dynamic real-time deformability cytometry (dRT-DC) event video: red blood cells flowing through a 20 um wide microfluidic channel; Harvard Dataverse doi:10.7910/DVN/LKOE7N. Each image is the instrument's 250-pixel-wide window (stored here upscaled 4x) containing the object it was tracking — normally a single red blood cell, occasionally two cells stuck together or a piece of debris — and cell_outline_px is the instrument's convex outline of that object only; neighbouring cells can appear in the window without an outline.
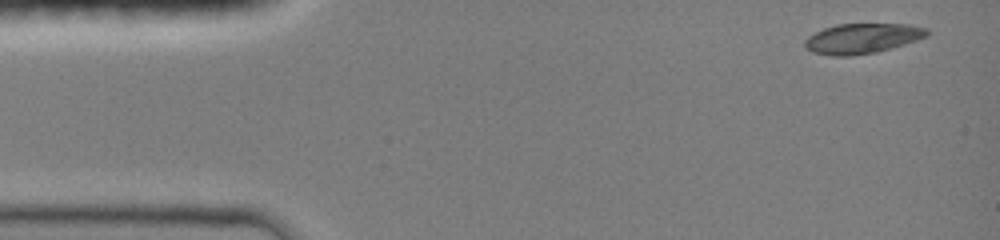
{"species": "common noctule bat (a hibernating species)", "species_latin": "Nyctalus noctula", "temperature_condition": "room temperature", "stored_images_in_passage": 10, "camera_frame_rate_fps": 3000, "um_per_image_px": 0.085, "animal": {"sex": "female", "body_mass_g": 19.0, "forearm_length_mm": 51.5}, "frame": {"image": 1, "passage_image": 1, "time_ms": 0.0, "image_size_px": [1000, 240], "cell_outline_px": [[928, 36], [904, 44], [876, 52], [852, 56], [832, 56], [812, 52], [804, 48], [804, 40], [808, 36], [824, 28], [836, 24], [908, 24], [928, 28]], "centroid_in_image_um": [73.26, 3.27], "position_along_channel_um": 11.7, "area_um2": 21.5}}
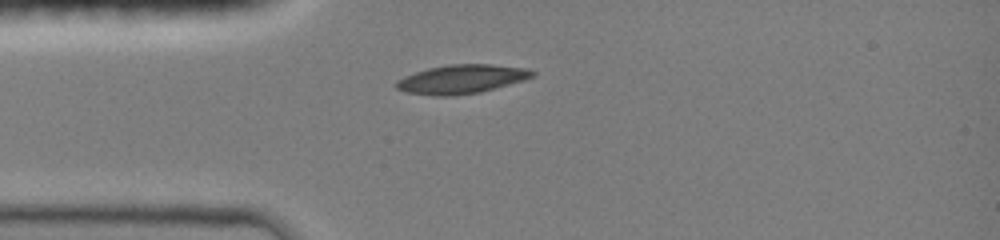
{"frame": {"image": 2, "passage_image": 9, "time_ms": 3.0, "image_size_px": [1000, 240], "cell_outline_px": [[536, 76], [524, 80], [480, 92], [452, 96], [436, 96], [408, 92], [396, 88], [396, 80], [404, 76], [428, 68], [448, 64], [492, 64], [528, 68], [536, 72]], "centroid_in_image_um": [39.27, 6.72], "position_along_channel_um": 45.7, "area_um2": 22.95}}